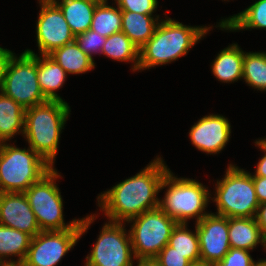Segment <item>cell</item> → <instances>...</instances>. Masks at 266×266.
Returning <instances> with one entry per match:
<instances>
[{"instance_id":"1","label":"cell","mask_w":266,"mask_h":266,"mask_svg":"<svg viewBox=\"0 0 266 266\" xmlns=\"http://www.w3.org/2000/svg\"><path fill=\"white\" fill-rule=\"evenodd\" d=\"M170 170L159 155L134 176L119 182L97 197L100 212L112 222L126 223L160 206V188Z\"/></svg>"},{"instance_id":"2","label":"cell","mask_w":266,"mask_h":266,"mask_svg":"<svg viewBox=\"0 0 266 266\" xmlns=\"http://www.w3.org/2000/svg\"><path fill=\"white\" fill-rule=\"evenodd\" d=\"M212 27L184 25L166 16L159 22L154 35L139 49L138 71L166 65L186 56Z\"/></svg>"},{"instance_id":"3","label":"cell","mask_w":266,"mask_h":266,"mask_svg":"<svg viewBox=\"0 0 266 266\" xmlns=\"http://www.w3.org/2000/svg\"><path fill=\"white\" fill-rule=\"evenodd\" d=\"M70 112V105L60 100H48L25 109L23 137L52 168H55L60 135Z\"/></svg>"},{"instance_id":"4","label":"cell","mask_w":266,"mask_h":266,"mask_svg":"<svg viewBox=\"0 0 266 266\" xmlns=\"http://www.w3.org/2000/svg\"><path fill=\"white\" fill-rule=\"evenodd\" d=\"M167 188V189H166ZM166 189L164 198H160V208L177 223H186L195 219L200 221L207 212L211 191L195 179L177 177L169 170L164 177L160 191Z\"/></svg>"},{"instance_id":"5","label":"cell","mask_w":266,"mask_h":266,"mask_svg":"<svg viewBox=\"0 0 266 266\" xmlns=\"http://www.w3.org/2000/svg\"><path fill=\"white\" fill-rule=\"evenodd\" d=\"M213 198L215 214L235 217H255L259 202L251 173L229 163L222 180L215 184Z\"/></svg>"},{"instance_id":"6","label":"cell","mask_w":266,"mask_h":266,"mask_svg":"<svg viewBox=\"0 0 266 266\" xmlns=\"http://www.w3.org/2000/svg\"><path fill=\"white\" fill-rule=\"evenodd\" d=\"M51 169L31 147L0 143V193L24 192Z\"/></svg>"},{"instance_id":"7","label":"cell","mask_w":266,"mask_h":266,"mask_svg":"<svg viewBox=\"0 0 266 266\" xmlns=\"http://www.w3.org/2000/svg\"><path fill=\"white\" fill-rule=\"evenodd\" d=\"M52 168L38 182L32 184L24 195L30 204L41 231H63L73 228L80 219L65 223L63 199L56 180L60 178Z\"/></svg>"},{"instance_id":"8","label":"cell","mask_w":266,"mask_h":266,"mask_svg":"<svg viewBox=\"0 0 266 266\" xmlns=\"http://www.w3.org/2000/svg\"><path fill=\"white\" fill-rule=\"evenodd\" d=\"M130 236L136 261L153 260L168 244L177 221L160 207L129 220Z\"/></svg>"},{"instance_id":"9","label":"cell","mask_w":266,"mask_h":266,"mask_svg":"<svg viewBox=\"0 0 266 266\" xmlns=\"http://www.w3.org/2000/svg\"><path fill=\"white\" fill-rule=\"evenodd\" d=\"M98 216L87 215L71 229L63 231H41L32 237L24 266H56L62 258L74 248L91 223Z\"/></svg>"},{"instance_id":"10","label":"cell","mask_w":266,"mask_h":266,"mask_svg":"<svg viewBox=\"0 0 266 266\" xmlns=\"http://www.w3.org/2000/svg\"><path fill=\"white\" fill-rule=\"evenodd\" d=\"M1 92L25 109L48 101L37 79V54L13 53L5 68Z\"/></svg>"},{"instance_id":"11","label":"cell","mask_w":266,"mask_h":266,"mask_svg":"<svg viewBox=\"0 0 266 266\" xmlns=\"http://www.w3.org/2000/svg\"><path fill=\"white\" fill-rule=\"evenodd\" d=\"M126 223L107 221L84 266H135L136 260Z\"/></svg>"},{"instance_id":"12","label":"cell","mask_w":266,"mask_h":266,"mask_svg":"<svg viewBox=\"0 0 266 266\" xmlns=\"http://www.w3.org/2000/svg\"><path fill=\"white\" fill-rule=\"evenodd\" d=\"M40 11L36 23V39L39 55H49L55 49L71 43V32L60 8L52 0H38Z\"/></svg>"},{"instance_id":"13","label":"cell","mask_w":266,"mask_h":266,"mask_svg":"<svg viewBox=\"0 0 266 266\" xmlns=\"http://www.w3.org/2000/svg\"><path fill=\"white\" fill-rule=\"evenodd\" d=\"M195 225L199 239L200 260L215 265L230 250L228 217L210 212Z\"/></svg>"},{"instance_id":"14","label":"cell","mask_w":266,"mask_h":266,"mask_svg":"<svg viewBox=\"0 0 266 266\" xmlns=\"http://www.w3.org/2000/svg\"><path fill=\"white\" fill-rule=\"evenodd\" d=\"M231 124L228 118L209 114L200 118L189 131L192 145L207 154H219L229 142Z\"/></svg>"},{"instance_id":"15","label":"cell","mask_w":266,"mask_h":266,"mask_svg":"<svg viewBox=\"0 0 266 266\" xmlns=\"http://www.w3.org/2000/svg\"><path fill=\"white\" fill-rule=\"evenodd\" d=\"M0 225L28 233L32 237L41 232L24 192L0 193Z\"/></svg>"},{"instance_id":"16","label":"cell","mask_w":266,"mask_h":266,"mask_svg":"<svg viewBox=\"0 0 266 266\" xmlns=\"http://www.w3.org/2000/svg\"><path fill=\"white\" fill-rule=\"evenodd\" d=\"M228 237L230 248L253 251L260 244L266 250V239L255 217L228 218Z\"/></svg>"},{"instance_id":"17","label":"cell","mask_w":266,"mask_h":266,"mask_svg":"<svg viewBox=\"0 0 266 266\" xmlns=\"http://www.w3.org/2000/svg\"><path fill=\"white\" fill-rule=\"evenodd\" d=\"M24 51L29 54H37V79L43 95L48 100L65 101L56 93L66 82L67 74L65 70L49 55L39 56L31 49Z\"/></svg>"},{"instance_id":"18","label":"cell","mask_w":266,"mask_h":266,"mask_svg":"<svg viewBox=\"0 0 266 266\" xmlns=\"http://www.w3.org/2000/svg\"><path fill=\"white\" fill-rule=\"evenodd\" d=\"M244 51L237 43H232L221 50L212 61L211 72L223 83H234L243 77Z\"/></svg>"},{"instance_id":"19","label":"cell","mask_w":266,"mask_h":266,"mask_svg":"<svg viewBox=\"0 0 266 266\" xmlns=\"http://www.w3.org/2000/svg\"><path fill=\"white\" fill-rule=\"evenodd\" d=\"M61 10L76 36L90 29L98 1L95 0H52Z\"/></svg>"},{"instance_id":"20","label":"cell","mask_w":266,"mask_h":266,"mask_svg":"<svg viewBox=\"0 0 266 266\" xmlns=\"http://www.w3.org/2000/svg\"><path fill=\"white\" fill-rule=\"evenodd\" d=\"M214 27L229 32L266 29V0L255 1L245 10L221 19Z\"/></svg>"},{"instance_id":"21","label":"cell","mask_w":266,"mask_h":266,"mask_svg":"<svg viewBox=\"0 0 266 266\" xmlns=\"http://www.w3.org/2000/svg\"><path fill=\"white\" fill-rule=\"evenodd\" d=\"M160 21L159 15L122 11L121 32L140 49L154 35Z\"/></svg>"},{"instance_id":"22","label":"cell","mask_w":266,"mask_h":266,"mask_svg":"<svg viewBox=\"0 0 266 266\" xmlns=\"http://www.w3.org/2000/svg\"><path fill=\"white\" fill-rule=\"evenodd\" d=\"M25 108L0 92V143L24 134Z\"/></svg>"},{"instance_id":"23","label":"cell","mask_w":266,"mask_h":266,"mask_svg":"<svg viewBox=\"0 0 266 266\" xmlns=\"http://www.w3.org/2000/svg\"><path fill=\"white\" fill-rule=\"evenodd\" d=\"M49 56L55 60L66 74H84L95 68V61L85 54L74 40L55 49Z\"/></svg>"},{"instance_id":"24","label":"cell","mask_w":266,"mask_h":266,"mask_svg":"<svg viewBox=\"0 0 266 266\" xmlns=\"http://www.w3.org/2000/svg\"><path fill=\"white\" fill-rule=\"evenodd\" d=\"M31 239L32 236L28 233L0 225V262L23 263L27 256ZM11 257H16L17 260Z\"/></svg>"},{"instance_id":"25","label":"cell","mask_w":266,"mask_h":266,"mask_svg":"<svg viewBox=\"0 0 266 266\" xmlns=\"http://www.w3.org/2000/svg\"><path fill=\"white\" fill-rule=\"evenodd\" d=\"M101 54L114 61L131 62V70L138 71L139 48L123 32L107 37Z\"/></svg>"},{"instance_id":"26","label":"cell","mask_w":266,"mask_h":266,"mask_svg":"<svg viewBox=\"0 0 266 266\" xmlns=\"http://www.w3.org/2000/svg\"><path fill=\"white\" fill-rule=\"evenodd\" d=\"M113 4L108 5V0L99 2L93 14L90 29L104 37L121 32L122 29V11Z\"/></svg>"},{"instance_id":"27","label":"cell","mask_w":266,"mask_h":266,"mask_svg":"<svg viewBox=\"0 0 266 266\" xmlns=\"http://www.w3.org/2000/svg\"><path fill=\"white\" fill-rule=\"evenodd\" d=\"M188 227L186 223H177L172 230L168 245L192 263L200 260V246L196 225L195 231H191Z\"/></svg>"},{"instance_id":"28","label":"cell","mask_w":266,"mask_h":266,"mask_svg":"<svg viewBox=\"0 0 266 266\" xmlns=\"http://www.w3.org/2000/svg\"><path fill=\"white\" fill-rule=\"evenodd\" d=\"M242 80L257 91H266V53L264 51H244Z\"/></svg>"},{"instance_id":"29","label":"cell","mask_w":266,"mask_h":266,"mask_svg":"<svg viewBox=\"0 0 266 266\" xmlns=\"http://www.w3.org/2000/svg\"><path fill=\"white\" fill-rule=\"evenodd\" d=\"M106 38L107 37L89 29L86 32L76 35L75 41L78 43L80 49L94 60L92 56L94 54H101Z\"/></svg>"},{"instance_id":"30","label":"cell","mask_w":266,"mask_h":266,"mask_svg":"<svg viewBox=\"0 0 266 266\" xmlns=\"http://www.w3.org/2000/svg\"><path fill=\"white\" fill-rule=\"evenodd\" d=\"M121 11L154 15L158 8V0H114Z\"/></svg>"},{"instance_id":"31","label":"cell","mask_w":266,"mask_h":266,"mask_svg":"<svg viewBox=\"0 0 266 266\" xmlns=\"http://www.w3.org/2000/svg\"><path fill=\"white\" fill-rule=\"evenodd\" d=\"M256 261L251 257L250 251L230 248L223 259L214 266H253Z\"/></svg>"},{"instance_id":"32","label":"cell","mask_w":266,"mask_h":266,"mask_svg":"<svg viewBox=\"0 0 266 266\" xmlns=\"http://www.w3.org/2000/svg\"><path fill=\"white\" fill-rule=\"evenodd\" d=\"M158 266H190L191 262L168 244L153 259Z\"/></svg>"},{"instance_id":"33","label":"cell","mask_w":266,"mask_h":266,"mask_svg":"<svg viewBox=\"0 0 266 266\" xmlns=\"http://www.w3.org/2000/svg\"><path fill=\"white\" fill-rule=\"evenodd\" d=\"M255 145L258 146V148L264 152L261 159L259 158L258 163L256 164V170L253 173H251V176H261L266 177V139L260 138L255 141Z\"/></svg>"},{"instance_id":"34","label":"cell","mask_w":266,"mask_h":266,"mask_svg":"<svg viewBox=\"0 0 266 266\" xmlns=\"http://www.w3.org/2000/svg\"><path fill=\"white\" fill-rule=\"evenodd\" d=\"M259 204L266 203V177L252 176Z\"/></svg>"},{"instance_id":"35","label":"cell","mask_w":266,"mask_h":266,"mask_svg":"<svg viewBox=\"0 0 266 266\" xmlns=\"http://www.w3.org/2000/svg\"><path fill=\"white\" fill-rule=\"evenodd\" d=\"M12 55H13V52L11 50L0 46V92L3 86L5 68Z\"/></svg>"},{"instance_id":"36","label":"cell","mask_w":266,"mask_h":266,"mask_svg":"<svg viewBox=\"0 0 266 266\" xmlns=\"http://www.w3.org/2000/svg\"><path fill=\"white\" fill-rule=\"evenodd\" d=\"M255 219L260 227L262 236L266 239V203L259 205Z\"/></svg>"},{"instance_id":"37","label":"cell","mask_w":266,"mask_h":266,"mask_svg":"<svg viewBox=\"0 0 266 266\" xmlns=\"http://www.w3.org/2000/svg\"><path fill=\"white\" fill-rule=\"evenodd\" d=\"M137 266H158L153 260L149 261H136Z\"/></svg>"},{"instance_id":"38","label":"cell","mask_w":266,"mask_h":266,"mask_svg":"<svg viewBox=\"0 0 266 266\" xmlns=\"http://www.w3.org/2000/svg\"><path fill=\"white\" fill-rule=\"evenodd\" d=\"M0 266H24V264L20 262H0Z\"/></svg>"},{"instance_id":"39","label":"cell","mask_w":266,"mask_h":266,"mask_svg":"<svg viewBox=\"0 0 266 266\" xmlns=\"http://www.w3.org/2000/svg\"><path fill=\"white\" fill-rule=\"evenodd\" d=\"M190 266H214V265H211L209 263H206L204 261L199 260V261H196V262H192L190 264Z\"/></svg>"},{"instance_id":"40","label":"cell","mask_w":266,"mask_h":266,"mask_svg":"<svg viewBox=\"0 0 266 266\" xmlns=\"http://www.w3.org/2000/svg\"><path fill=\"white\" fill-rule=\"evenodd\" d=\"M253 266H266V259H259Z\"/></svg>"}]
</instances>
